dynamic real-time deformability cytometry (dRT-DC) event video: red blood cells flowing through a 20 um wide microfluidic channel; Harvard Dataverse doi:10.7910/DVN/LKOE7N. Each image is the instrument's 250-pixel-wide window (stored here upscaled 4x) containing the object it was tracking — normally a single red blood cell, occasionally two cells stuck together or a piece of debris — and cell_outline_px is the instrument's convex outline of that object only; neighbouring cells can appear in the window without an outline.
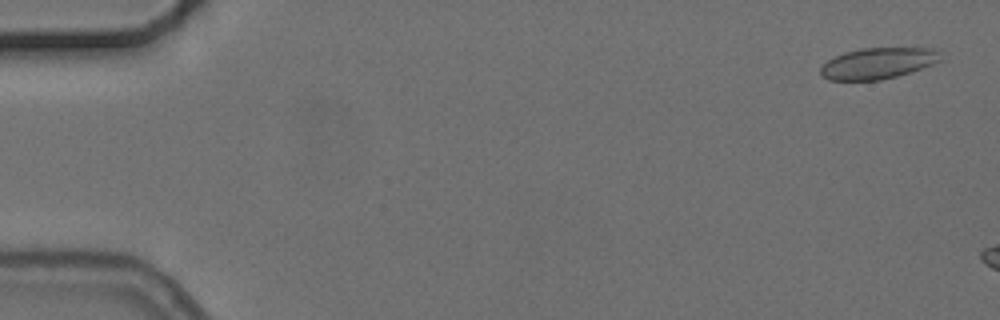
{"species": "common noctule bat (a hibernating species)", "species_latin": "Nyctalus noctula", "temperature_condition": "cold", "stored_images_in_passage": 2, "camera_frame_rate_fps": 3000, "um_per_image_px": 0.085, "animal": {"sex": "female", "body_mass_g": 24.6, "forearm_length_mm": 56.2}, "frame": {"image": 1, "passage_image": 1, "time_ms": 0.0, "image_size_px": [1000, 320], "cell_outline_px": [[944, 60], [896, 76], [880, 80], [828, 80], [820, 76], [820, 68], [828, 60], [844, 52], [860, 48], [936, 48]], "centroid_in_image_um": [74.61, 5.37], "position_along_channel_um": 10.4, "area_um2": 21.73}}